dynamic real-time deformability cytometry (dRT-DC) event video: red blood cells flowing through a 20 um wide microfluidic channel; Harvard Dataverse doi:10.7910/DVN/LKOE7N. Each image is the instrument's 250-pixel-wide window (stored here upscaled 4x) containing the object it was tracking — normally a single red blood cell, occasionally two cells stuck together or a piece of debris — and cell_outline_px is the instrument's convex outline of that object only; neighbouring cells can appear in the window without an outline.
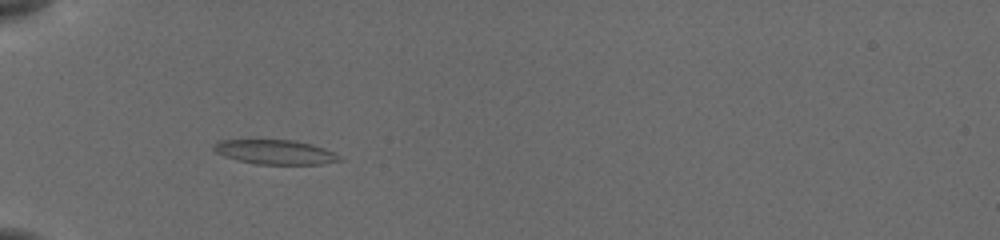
{"species": "common noctule bat (a hibernating species)", "species_latin": "Nyctalus noctula", "temperature_condition": "cold", "stored_images_in_passage": 38, "camera_frame_rate_fps": 3000, "um_per_image_px": 0.085, "animal": {"sex": "female", "body_mass_g": 19.5, "forearm_length_mm": 54.1}, "frame": {"image": 1, "passage_image": 3, "time_ms": 0.667, "image_size_px": [1000, 240], "cell_outline_px": [[344, 160], [320, 164], [256, 164], [236, 160], [224, 156], [216, 152], [212, 148], [216, 140], [292, 140], [312, 144], [324, 148], [340, 156]], "centroid_in_image_um": [23.36, 12.92], "position_along_channel_um": 61.6, "area_um2": 17.92}}
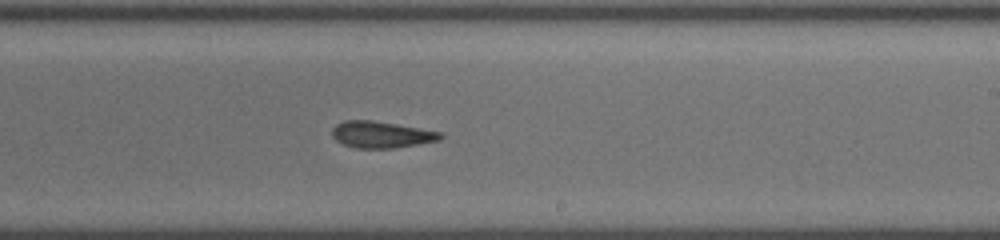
{"frame": {"image": 2, "passage_image": 19, "time_ms": 6.0, "image_size_px": [1000, 240], "cell_outline_px": [[444, 136], [440, 140], [396, 148], [356, 148], [344, 144], [336, 140], [332, 136], [332, 128], [336, 124], [344, 120], [372, 120], [444, 132]], "centroid_in_image_um": [32.43, 11.44], "position_along_channel_um": 256.6, "area_um2": 16.88}}
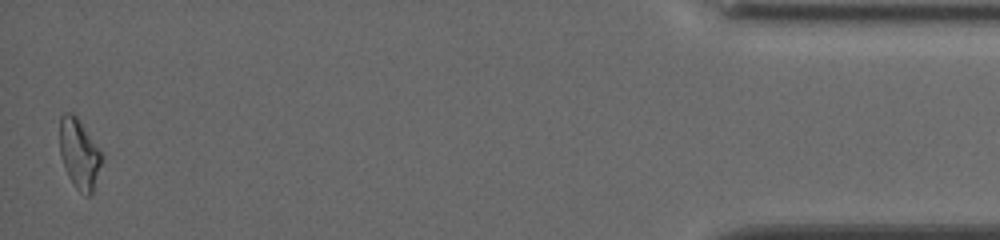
{"frame": {"image": 3, "passage_image": 38, "time_ms": 12.333, "image_size_px": [1000, 240], "cell_outline_px": [[104, 156], [92, 192], [88, 196], [84, 196], [76, 188], [68, 176], [60, 156], [60, 116], [64, 112], [72, 112], [80, 120], [104, 152]], "centroid_in_image_um": [6.76, 13.04], "position_along_channel_um": 428.4, "area_um2": 17.51}, "authors_computed_cell_mechanics": {"area_um2": 17.0221, "velocity_mm_per_s": 3.8684, "shape_relaxation_time_tau1_ms": 9.1735, "shape_relaxation_time_tau2_ms": 3.303, "deformation_change_tau1": 0.1689, "deformation_change_tau2": 0.1182}}